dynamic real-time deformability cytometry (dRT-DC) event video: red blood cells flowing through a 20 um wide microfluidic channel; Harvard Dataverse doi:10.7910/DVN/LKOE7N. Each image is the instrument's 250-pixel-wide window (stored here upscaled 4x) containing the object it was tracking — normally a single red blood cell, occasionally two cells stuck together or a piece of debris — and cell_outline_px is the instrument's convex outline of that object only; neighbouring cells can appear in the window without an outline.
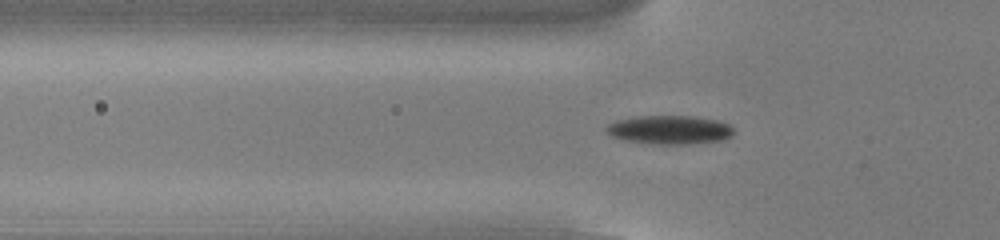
{"species": "common noctule bat (a hibernating species)", "species_latin": "Nyctalus noctula", "temperature_condition": "cold", "stored_images_in_passage": 51, "camera_frame_rate_fps": 3000, "um_per_image_px": 0.085, "animal": {"sex": "male", "body_mass_g": 13.0, "forearm_length_mm": 53.1}, "frame": {"image": 1, "passage_image": 15, "time_ms": 4.667, "image_size_px": [1000, 240], "cell_outline_px": [[732, 136], [724, 140], [688, 144], [652, 144], [624, 140], [612, 136], [604, 128], [608, 124], [616, 120], [636, 116], [696, 116], [716, 120], [732, 124]], "centroid_in_image_um": [56.93, 11.03], "position_along_channel_um": 68.9, "area_um2": 21.5}}
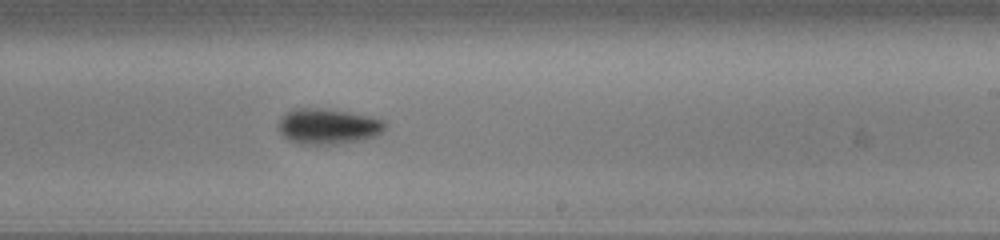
{"frame": {"image": 2, "passage_image": 30, "time_ms": 9.667, "image_size_px": [1000, 240], "cell_outline_px": [[384, 128], [376, 136], [360, 140], [336, 144], [296, 144], [288, 140], [280, 132], [280, 120], [288, 112], [296, 108], [320, 108], [348, 112], [368, 116], [384, 120]], "centroid_in_image_um": [27.87, 10.75], "position_along_channel_um": 261.1, "area_um2": 21.73}}
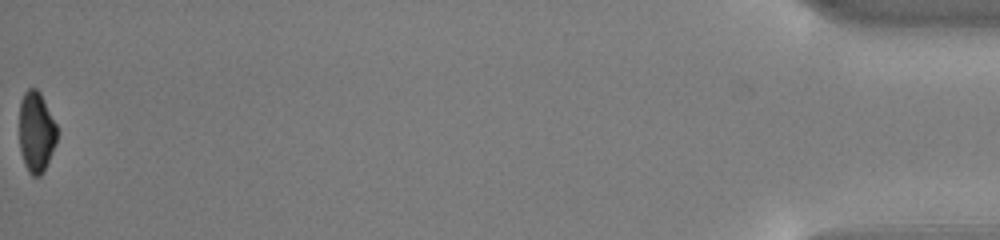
{"frame": {"image": 3, "passage_image": 51, "time_ms": 16.667, "image_size_px": [1000, 240], "cell_outline_px": [[56, 144], [44, 172], [40, 176], [32, 176], [28, 172], [24, 164], [20, 152], [20, 100], [24, 92], [28, 88], [36, 88], [40, 92], [56, 124]], "centroid_in_image_um": [3.07, 11.24], "position_along_channel_um": 432.1, "area_um2": 17.8}, "authors_computed_cell_mechanics": {"area_um2": 20.519, "velocity_mm_per_s": 3.8585, "shape_relaxation_time_tau1_ms": 2.3054, "shape_relaxation_time_tau2_ms": null, "deformation_change_tau1": 0.1128, "deformation_change_tau2": null}}